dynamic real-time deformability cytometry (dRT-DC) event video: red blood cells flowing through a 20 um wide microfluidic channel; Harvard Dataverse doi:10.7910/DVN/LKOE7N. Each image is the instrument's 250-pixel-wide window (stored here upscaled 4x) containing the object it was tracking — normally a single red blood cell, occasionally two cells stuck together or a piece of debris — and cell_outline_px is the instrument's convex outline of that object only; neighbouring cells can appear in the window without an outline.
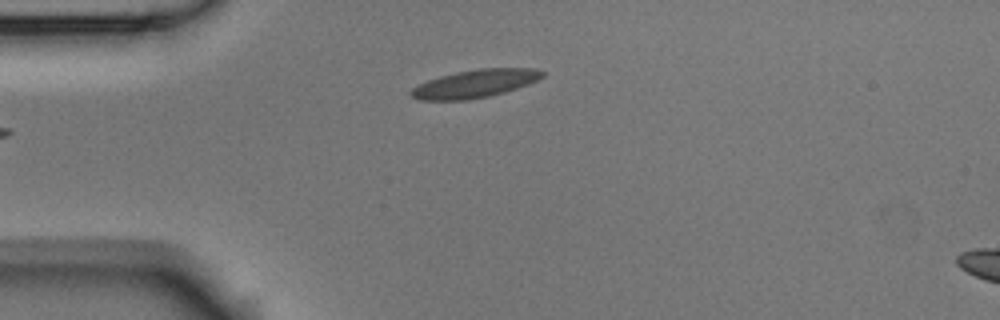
{"species": "Egyptian fruit bat (a non-hibernating species)", "species_latin": "Rousettus aegyptiacus", "temperature_condition": "room temperature", "stored_images_in_passage": 9, "camera_frame_rate_fps": 3000, "um_per_image_px": 0.085, "animal": {"sex": "male"}, "frame": {"image": 1, "passage_image": 4, "time_ms": 1.0, "image_size_px": [1000, 320], "cell_outline_px": [[544, 76], [528, 84], [504, 92], [488, 96], [464, 100], [420, 100], [412, 96], [408, 92], [412, 88], [428, 80], [440, 76], [456, 72], [480, 68], [536, 68], [544, 72]], "centroid_in_image_um": [40.37, 7.1], "position_along_channel_um": 44.6, "area_um2": 21.21}}
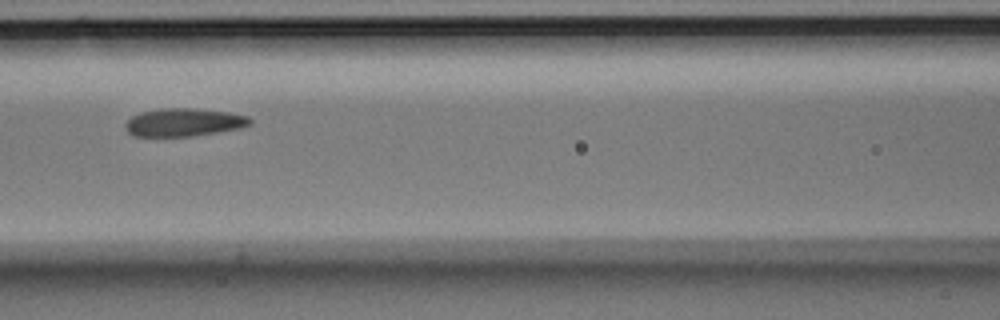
{"frame": {"image": 2, "passage_image": 7, "time_ms": 2.0, "image_size_px": [1000, 320], "cell_outline_px": [[252, 124], [240, 128], [192, 136], [132, 136], [128, 132], [124, 124], [132, 116], [144, 112], [160, 108], [196, 108], [228, 112], [248, 116], [252, 120]], "centroid_in_image_um": [15.64, 10.39], "position_along_channel_um": 151.0, "area_um2": 20.29}}
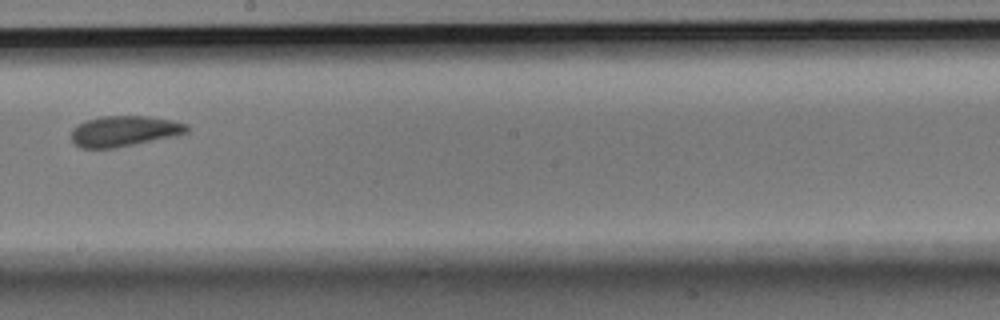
{"frame": {"image": 3, "passage_image": 9, "time_ms": 2.667, "image_size_px": [1000, 320], "cell_outline_px": [[188, 132], [176, 136], [116, 148], [80, 148], [72, 140], [72, 128], [88, 120], [100, 116], [148, 116], [172, 120], [188, 124]], "centroid_in_image_um": [10.59, 11.15], "position_along_channel_um": 237.6, "area_um2": 20.63}}